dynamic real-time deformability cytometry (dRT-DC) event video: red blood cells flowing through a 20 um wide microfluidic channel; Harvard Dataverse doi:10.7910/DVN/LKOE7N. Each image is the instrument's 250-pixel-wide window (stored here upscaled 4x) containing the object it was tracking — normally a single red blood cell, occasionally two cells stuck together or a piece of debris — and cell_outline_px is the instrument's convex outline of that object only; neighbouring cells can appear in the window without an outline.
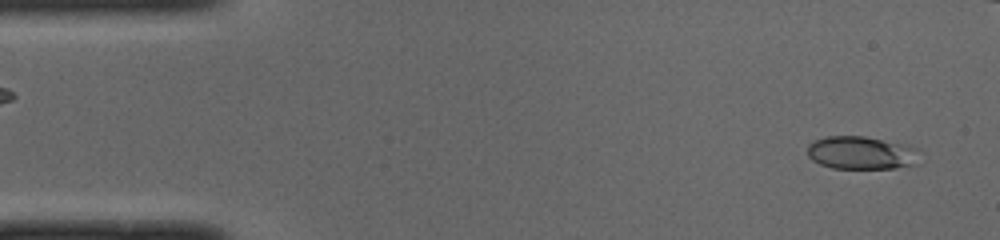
{"species": "common noctule bat (a hibernating species)", "species_latin": "Nyctalus noctula", "temperature_condition": "cold", "stored_images_in_passage": 50, "camera_frame_rate_fps": 3000, "um_per_image_px": 0.085, "animal": {"sex": "male", "body_mass_g": 19.0, "forearm_length_mm": 50.8}, "frame": {"image": 1, "passage_image": 2, "time_ms": 0.333, "image_size_px": [1000, 240], "cell_outline_px": [[924, 152], [920, 164], [896, 168], [832, 168], [820, 164], [812, 160], [808, 156], [808, 144], [812, 140], [828, 136], [864, 136], [908, 144], [920, 148]], "centroid_in_image_um": [73.35, 12.99], "position_along_channel_um": 11.7, "area_um2": 22.43}}
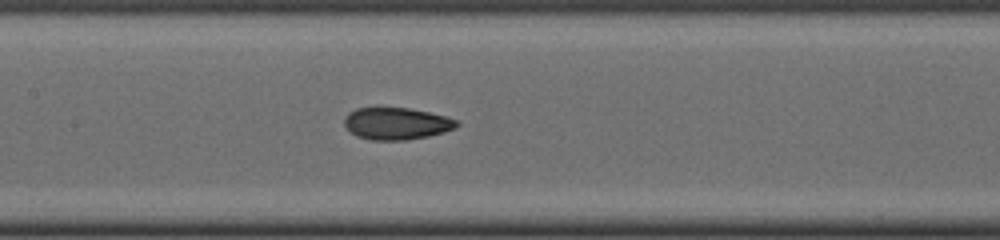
{"frame": {"image": 2, "passage_image": 22, "time_ms": 7.0, "image_size_px": [1000, 240], "cell_outline_px": [[460, 124], [456, 128], [444, 132], [428, 136], [404, 140], [372, 140], [356, 136], [344, 124], [344, 120], [348, 112], [356, 108], [408, 108], [428, 112], [460, 120]], "centroid_in_image_um": [33.73, 10.5], "position_along_channel_um": 173.7, "area_um2": 20.92}}
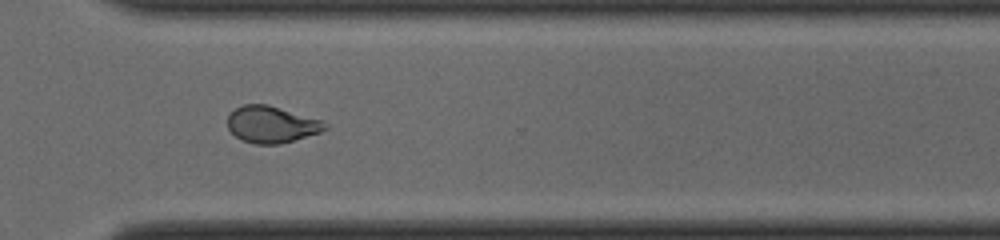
{"frame": {"image": 3, "passage_image": 35, "time_ms": 11.333, "image_size_px": [1000, 240], "cell_outline_px": [[328, 128], [320, 132], [280, 144], [256, 144], [240, 140], [228, 128], [228, 116], [236, 108], [244, 104], [268, 104], [320, 120], [328, 124]], "centroid_in_image_um": [23.07, 10.58], "position_along_channel_um": 347.5, "area_um2": 20.63}, "authors_computed_cell_mechanics": {"area_um2": 21.3571, "velocity_mm_per_s": 4.0037, "shape_relaxation_time_tau1_ms": 5.6948, "shape_relaxation_time_tau2_ms": 1.6712, "deformation_change_tau1": 0.1915, "deformation_change_tau2": 0.0674}}